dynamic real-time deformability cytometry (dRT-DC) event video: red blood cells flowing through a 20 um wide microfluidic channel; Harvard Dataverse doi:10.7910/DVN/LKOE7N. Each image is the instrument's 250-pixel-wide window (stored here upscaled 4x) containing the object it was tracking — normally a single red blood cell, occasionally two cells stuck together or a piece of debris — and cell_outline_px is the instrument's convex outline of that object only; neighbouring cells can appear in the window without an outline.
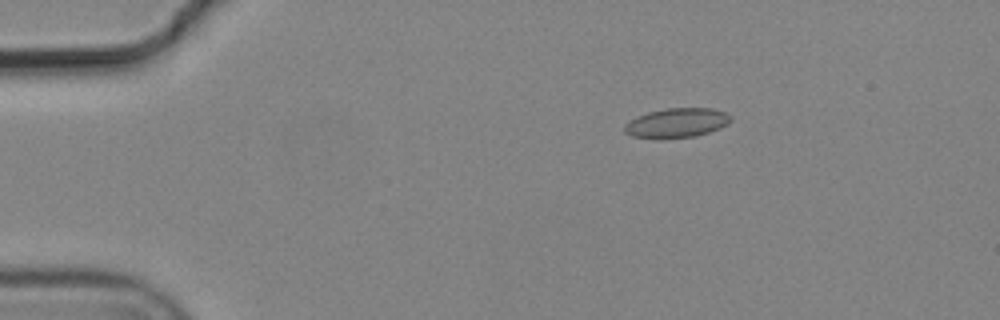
{"species": "common noctule bat (a hibernating species)", "species_latin": "Nyctalus noctula", "temperature_condition": "cold", "stored_images_in_passage": 5, "camera_frame_rate_fps": 3000, "um_per_image_px": 0.085, "animal": {"sex": "male", "body_mass_g": 19.2, "forearm_length_mm": 51.8}, "frame": {"image": 1, "passage_image": 3, "time_ms": 0.667, "image_size_px": [1000, 320], "cell_outline_px": [[732, 120], [728, 124], [720, 128], [708, 132], [692, 136], [632, 136], [624, 132], [624, 124], [628, 120], [636, 116], [648, 112], [664, 108], [712, 108], [724, 112], [732, 116]], "centroid_in_image_um": [57.54, 10.39], "position_along_channel_um": 27.5, "area_um2": 17.74}}